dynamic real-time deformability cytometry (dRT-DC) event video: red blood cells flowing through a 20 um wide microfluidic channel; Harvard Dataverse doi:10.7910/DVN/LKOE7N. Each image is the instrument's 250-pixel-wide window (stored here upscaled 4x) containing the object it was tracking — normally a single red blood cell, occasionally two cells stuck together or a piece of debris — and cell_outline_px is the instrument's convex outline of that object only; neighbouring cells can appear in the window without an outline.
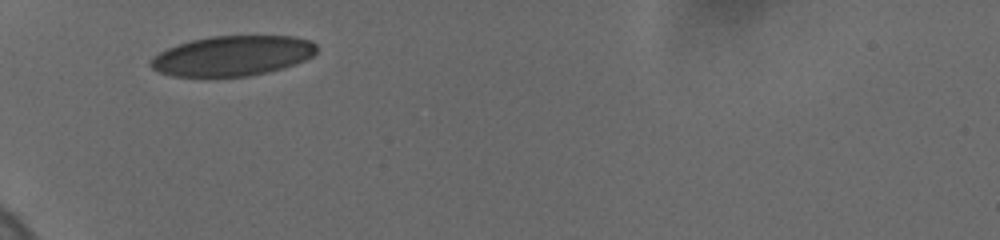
{"species": "human", "species_latin": "Homo sapiens", "temperature_condition": "cold", "stored_images_in_passage": 38, "camera_frame_rate_fps": 3000, "um_per_image_px": 0.085, "donor": {"sex": "female"}, "frame": {"image": 1, "passage_image": 1, "time_ms": 0.0, "image_size_px": [1000, 240], "cell_outline_px": [[316, 52], [312, 56], [296, 64], [284, 68], [268, 72], [248, 76], [172, 76], [160, 72], [152, 68], [148, 64], [152, 56], [168, 48], [192, 40], [208, 36], [296, 36], [312, 40], [316, 44]], "centroid_in_image_um": [19.78, 4.74], "position_along_channel_um": 65.2, "area_um2": 38.84}}
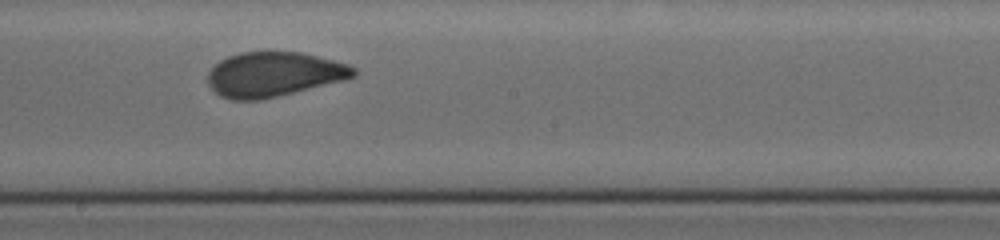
{"frame": {"image": 2, "passage_image": 23, "time_ms": 4.667, "image_size_px": [1000, 240], "cell_outline_px": [[356, 76], [344, 80], [260, 100], [232, 100], [220, 96], [208, 84], [208, 72], [220, 60], [228, 56], [240, 52], [300, 52], [348, 64], [356, 68]], "centroid_in_image_um": [23.26, 6.32], "position_along_channel_um": 224.9, "area_um2": 37.69}}
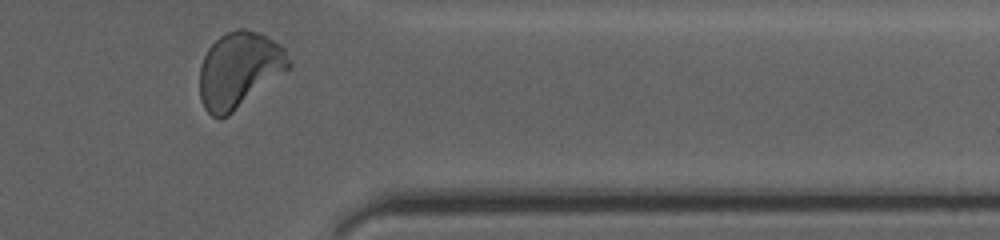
{"frame": {"image": 3, "passage_image": 37, "time_ms": 9.333, "image_size_px": [1000, 240], "cell_outline_px": [[292, 68], [228, 116], [212, 116], [204, 108], [200, 96], [200, 68], [204, 56], [208, 48], [220, 36], [228, 32], [240, 28], [244, 28], [260, 32], [280, 44], [284, 48], [292, 64]], "centroid_in_image_um": [20.37, 5.93], "position_along_channel_um": 391.0, "area_um2": 39.54}, "authors_computed_cell_mechanics": {"area_um2": 38.2925, "velocity_mm_per_s": 3.6672, "shape_relaxation_time_tau1_ms": 8.6242, "shape_relaxation_time_tau2_ms": 0.6533, "deformation_change_tau1": 0.1589, "deformation_change_tau2": 0.0596}}